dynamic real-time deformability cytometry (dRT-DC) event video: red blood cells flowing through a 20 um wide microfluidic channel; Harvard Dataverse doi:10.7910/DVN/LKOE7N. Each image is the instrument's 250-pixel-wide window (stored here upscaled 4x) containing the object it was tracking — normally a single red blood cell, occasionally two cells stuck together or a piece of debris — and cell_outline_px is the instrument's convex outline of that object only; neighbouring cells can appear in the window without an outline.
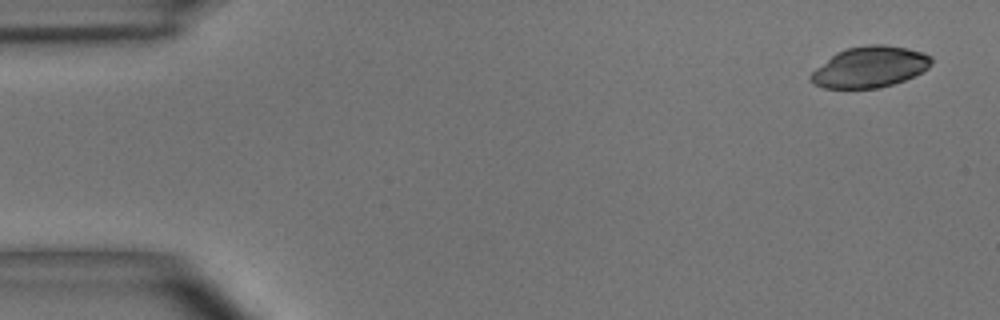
{"species": "common noctule bat (a hibernating species)", "species_latin": "Nyctalus noctula", "temperature_condition": "room temperature", "stored_images_in_passage": 8, "camera_frame_rate_fps": 3000, "um_per_image_px": 0.085, "animal": {"sex": "male", "body_mass_g": 15.6}, "frame": {"image": 1, "passage_image": 1, "time_ms": 0.0, "image_size_px": [1000, 320], "cell_outline_px": [[932, 64], [928, 68], [904, 80], [880, 88], [824, 88], [808, 80], [808, 76], [816, 68], [836, 52], [848, 48], [868, 44], [884, 44], [908, 48], [924, 52], [932, 56]], "centroid_in_image_um": [73.94, 5.68], "position_along_channel_um": 11.1, "area_um2": 28.84}}
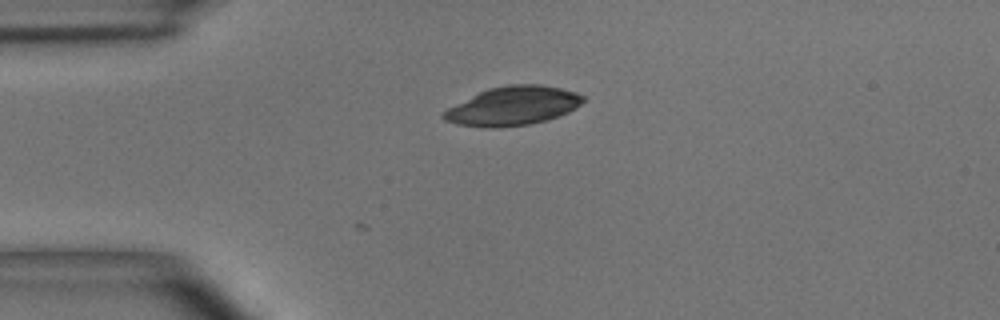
{"frame": {"image": 2, "passage_image": 4, "time_ms": 3.333, "image_size_px": [1000, 320], "cell_outline_px": [[584, 100], [576, 108], [568, 112], [544, 120], [528, 124], [492, 128], [460, 124], [444, 120], [440, 116], [448, 108], [488, 88], [508, 84], [540, 84], [560, 88], [576, 92], [584, 96]], "centroid_in_image_um": [43.61, 8.99], "position_along_channel_um": 41.4, "area_um2": 31.1}}
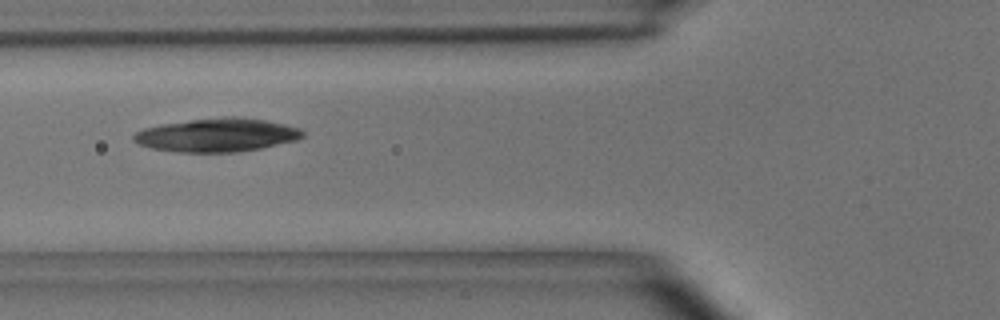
{"frame": {"image": 3, "passage_image": 6, "time_ms": 5.667, "image_size_px": [1000, 320], "cell_outline_px": [[304, 136], [296, 140], [260, 148], [236, 152], [180, 152], [152, 148], [136, 144], [132, 140], [132, 136], [136, 132], [144, 128], [160, 124], [224, 116], [240, 116], [264, 120], [284, 124], [300, 128], [304, 132]], "centroid_in_image_um": [18.42, 11.47], "position_along_channel_um": 107.4, "area_um2": 33.0}}